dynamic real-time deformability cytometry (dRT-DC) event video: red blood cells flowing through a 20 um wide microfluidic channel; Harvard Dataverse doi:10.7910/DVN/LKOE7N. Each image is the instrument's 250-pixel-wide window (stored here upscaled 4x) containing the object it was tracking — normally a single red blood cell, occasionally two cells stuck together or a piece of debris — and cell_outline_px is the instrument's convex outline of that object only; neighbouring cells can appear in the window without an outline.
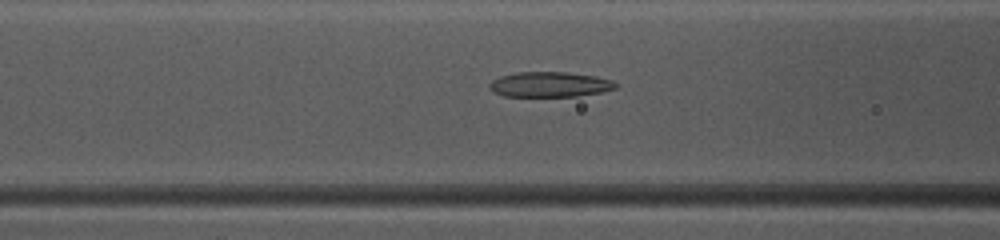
{"species": "common noctule bat (a hibernating species)", "species_latin": "Nyctalus noctula", "temperature_condition": "warm", "stored_images_in_passage": 48, "camera_frame_rate_fps": 3000, "um_per_image_px": 0.085, "animal": {"sex": "female", "body_mass_g": 10.0, "forearm_length_mm": 53.1}, "frame": {"image": 1, "passage_image": 20, "time_ms": 6.333, "image_size_px": [1000, 240], "cell_outline_px": [[616, 88], [600, 92], [580, 96], [504, 96], [496, 92], [488, 84], [492, 80], [500, 76], [516, 72], [568, 72], [596, 76], [612, 80], [616, 84]], "centroid_in_image_um": [46.75, 7.17], "position_along_channel_um": 119.9, "area_um2": 18.38}}
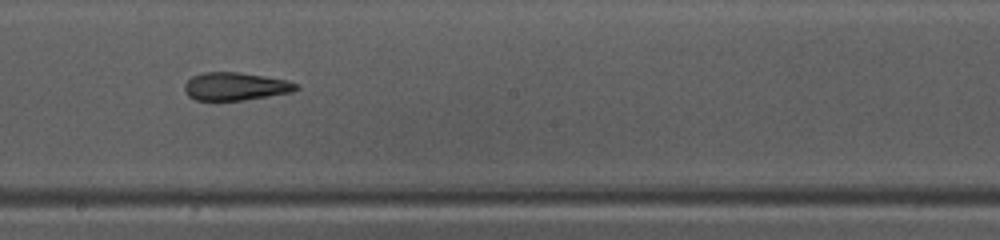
{"frame": {"image": 2, "passage_image": 28, "time_ms": 9.0, "image_size_px": [1000, 240], "cell_outline_px": [[300, 88], [292, 92], [244, 100], [196, 100], [188, 96], [184, 88], [184, 84], [192, 76], [204, 72], [240, 72], [288, 80], [300, 84]], "centroid_in_image_um": [20.04, 7.34], "position_along_channel_um": 228.2, "area_um2": 18.26}}
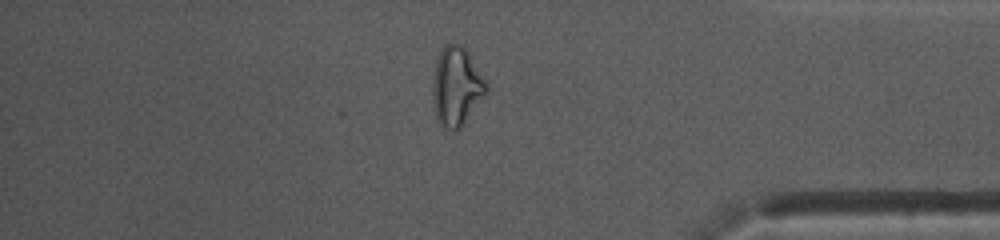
{"frame": {"image": 3, "passage_image": 42, "time_ms": 13.667, "image_size_px": [1000, 240], "cell_outline_px": [[488, 92], [460, 128], [448, 128], [440, 124], [436, 120], [432, 104], [432, 84], [436, 60], [444, 44], [460, 44], [468, 52], [488, 84]], "centroid_in_image_um": [38.79, 7.34], "position_along_channel_um": 396.4, "area_um2": 24.62}}